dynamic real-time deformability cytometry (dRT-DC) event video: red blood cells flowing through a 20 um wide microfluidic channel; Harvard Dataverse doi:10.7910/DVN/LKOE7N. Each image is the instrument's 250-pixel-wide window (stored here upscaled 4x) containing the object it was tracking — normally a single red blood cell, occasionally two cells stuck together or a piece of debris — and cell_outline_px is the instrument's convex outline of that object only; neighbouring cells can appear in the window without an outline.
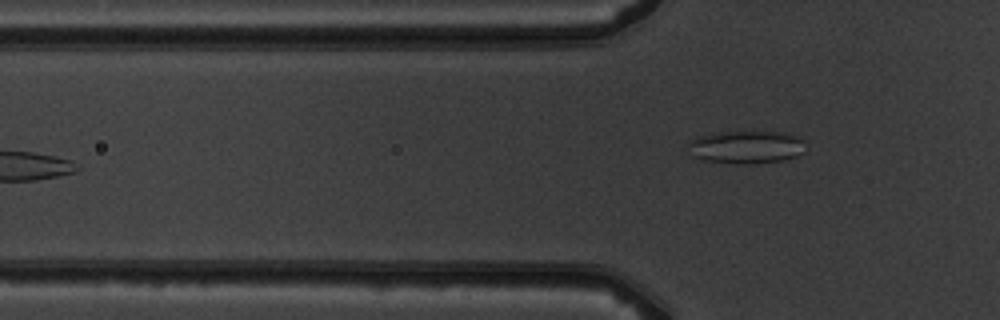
{"species": "common noctule bat (a hibernating species)", "species_latin": "Nyctalus noctula", "temperature_condition": "warm", "stored_images_in_passage": 6, "camera_frame_rate_fps": 3000, "um_per_image_px": 0.085, "animal": {"sex": "male", "body_mass_g": 19.5, "forearm_length_mm": 54.6}, "frame": {"image": 1, "passage_image": 6, "time_ms": 6.0, "image_size_px": [1000, 320], "cell_outline_px": [[804, 152], [796, 156], [780, 160], [752, 164], [740, 164], [700, 160], [692, 156], [688, 144], [688, 140], [700, 136], [720, 132], [784, 132], [800, 136], [804, 140]], "centroid_in_image_um": [63.43, 12.5], "position_along_channel_um": 62.4, "area_um2": 22.6}}